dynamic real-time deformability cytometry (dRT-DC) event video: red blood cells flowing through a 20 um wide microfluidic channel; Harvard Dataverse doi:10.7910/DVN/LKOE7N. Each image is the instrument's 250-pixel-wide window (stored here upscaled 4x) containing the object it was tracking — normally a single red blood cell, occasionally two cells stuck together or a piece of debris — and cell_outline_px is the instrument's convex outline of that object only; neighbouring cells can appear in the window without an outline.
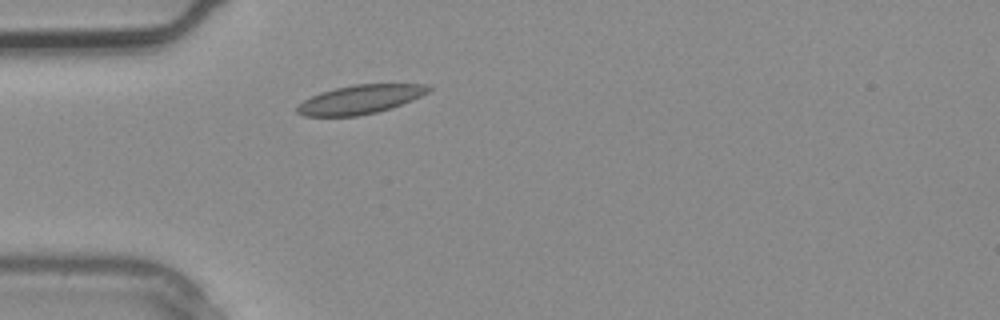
{"species": "common noctule bat (a hibernating species)", "species_latin": "Nyctalus noctula", "temperature_condition": "warm", "stored_images_in_passage": 1, "camera_frame_rate_fps": 3000, "um_per_image_px": 0.085, "animal": {"sex": "male", "body_mass_g": 20.4}, "frame": {"image": 1, "passage_image": 1, "time_ms": 0.0, "image_size_px": [1000, 320], "cell_outline_px": [[432, 88], [428, 92], [412, 100], [392, 108], [376, 112], [356, 116], [304, 116], [296, 112], [296, 108], [304, 100], [320, 92], [336, 88], [356, 84], [428, 84]], "centroid_in_image_um": [30.63, 8.45], "position_along_channel_um": 54.4, "area_um2": 21.96}}